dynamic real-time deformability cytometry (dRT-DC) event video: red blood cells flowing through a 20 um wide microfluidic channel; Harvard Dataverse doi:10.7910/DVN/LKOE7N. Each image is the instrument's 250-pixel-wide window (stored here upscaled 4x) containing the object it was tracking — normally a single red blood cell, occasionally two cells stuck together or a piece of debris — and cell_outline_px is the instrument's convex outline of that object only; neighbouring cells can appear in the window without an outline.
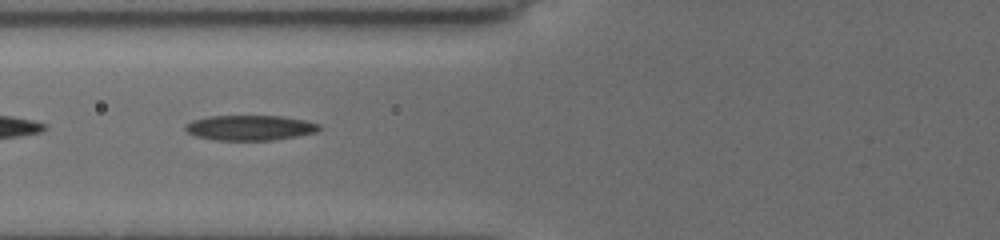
{"species": "common noctule bat (a hibernating species)", "species_latin": "Nyctalus noctula", "temperature_condition": "cold", "stored_images_in_passage": 34, "camera_frame_rate_fps": 3000, "um_per_image_px": 0.085, "animal": {"sex": "female", "body_mass_g": 19.5, "forearm_length_mm": 54.1}, "frame": {"image": 1, "passage_image": 3, "time_ms": 1.333, "image_size_px": [1000, 240], "cell_outline_px": [[320, 128], [316, 132], [296, 136], [272, 140], [212, 140], [196, 136], [188, 132], [184, 128], [184, 124], [192, 120], [208, 116], [284, 116], [308, 120], [320, 124]], "centroid_in_image_um": [21.24, 10.85], "position_along_channel_um": 104.6, "area_um2": 19.77}}
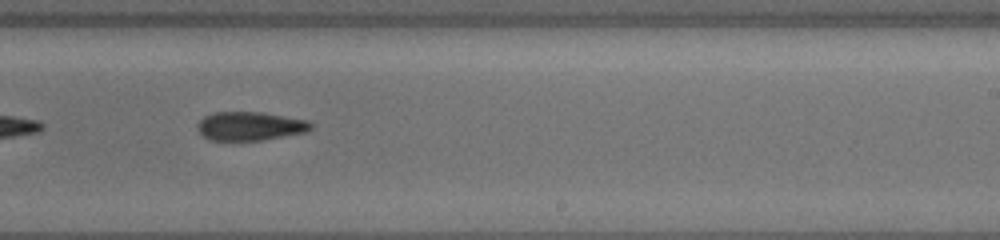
{"frame": {"image": 2, "passage_image": 11, "time_ms": 5.667, "image_size_px": [1000, 240], "cell_outline_px": [[312, 128], [304, 132], [264, 140], [212, 140], [204, 136], [196, 128], [196, 124], [204, 116], [212, 112], [260, 112], [308, 120], [312, 124]], "centroid_in_image_um": [21.22, 10.71], "position_along_channel_um": 267.8, "area_um2": 18.9}}
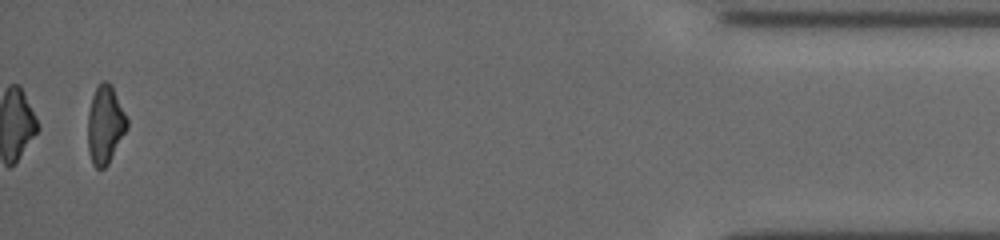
{"frame": {"image": 3, "passage_image": 34, "time_ms": 11.667, "image_size_px": [1000, 240], "cell_outline_px": [[128, 128], [108, 164], [104, 168], [96, 168], [92, 164], [88, 152], [88, 112], [92, 96], [96, 84], [100, 80], [108, 80], [112, 84], [128, 120]], "centroid_in_image_um": [8.93, 10.55], "position_along_channel_um": 426.3, "area_um2": 18.21}, "authors_computed_cell_mechanics": {"area_um2": 18.7561, "velocity_mm_per_s": 3.7694, "shape_relaxation_time_tau1_ms": 6.8797, "shape_relaxation_time_tau2_ms": 4.4642, "deformation_change_tau1": 0.1722, "deformation_change_tau2": 0.1259}}